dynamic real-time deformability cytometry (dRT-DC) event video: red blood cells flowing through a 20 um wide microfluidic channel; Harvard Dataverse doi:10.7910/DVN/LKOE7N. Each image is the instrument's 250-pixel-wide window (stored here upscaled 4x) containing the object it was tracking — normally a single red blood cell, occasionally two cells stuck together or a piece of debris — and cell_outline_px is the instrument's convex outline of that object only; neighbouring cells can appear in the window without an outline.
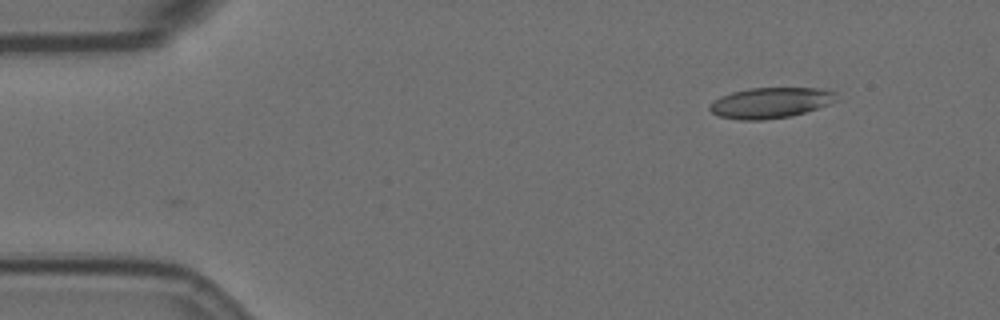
{"species": "Egyptian fruit bat (a non-hibernating species)", "species_latin": "Rousettus aegyptiacus", "temperature_condition": "room temperature", "stored_images_in_passage": 46, "camera_frame_rate_fps": 3000, "um_per_image_px": 0.085, "animal": {"sex": "female"}, "frame": {"image": 1, "passage_image": 2, "time_ms": 0.333, "image_size_px": [1000, 320], "cell_outline_px": [[840, 100], [792, 116], [764, 120], [740, 120], [716, 116], [708, 108], [720, 96], [732, 92], [748, 88], [824, 88], [836, 92]], "centroid_in_image_um": [65.52, 8.73], "position_along_channel_um": 19.5, "area_um2": 22.77}}
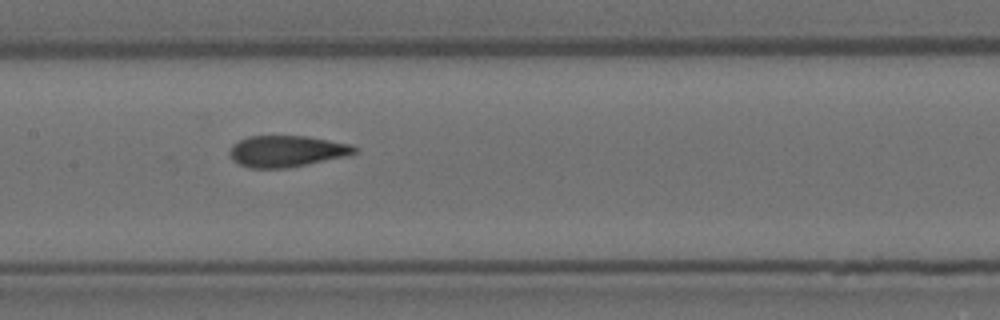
{"frame": {"image": 2, "passage_image": 23, "time_ms": 7.333, "image_size_px": [1000, 320], "cell_outline_px": [[356, 152], [340, 156], [288, 168], [248, 168], [232, 160], [232, 144], [248, 136], [308, 136], [352, 144], [356, 148]], "centroid_in_image_um": [24.33, 12.84], "position_along_channel_um": 183.1, "area_um2": 22.31}}
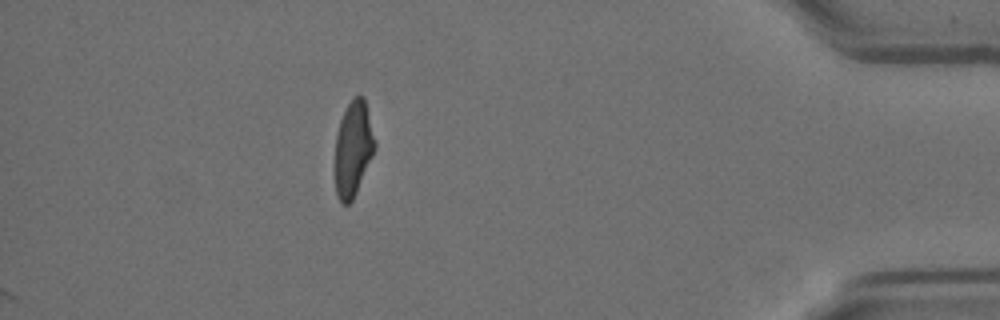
{"frame": {"image": 3, "passage_image": 46, "time_ms": 15.0, "image_size_px": [1000, 320], "cell_outline_px": [[376, 148], [356, 192], [352, 200], [348, 204], [340, 204], [336, 192], [336, 136], [340, 120], [352, 96], [364, 96], [376, 140]], "centroid_in_image_um": [30.04, 12.61], "position_along_channel_um": 405.2, "area_um2": 21.96}, "authors_computed_cell_mechanics": {"area_um2": 22.831, "velocity_mm_per_s": 3.5508, "shape_relaxation_time_tau1_ms": null, "shape_relaxation_time_tau2_ms": 1.3889, "deformation_change_tau1": null, "deformation_change_tau2": 0.084}}